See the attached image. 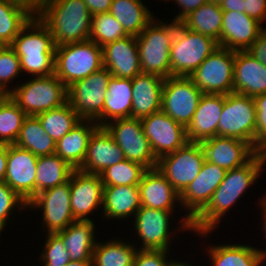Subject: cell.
Returning <instances> with one entry per match:
<instances>
[{
	"label": "cell",
	"instance_id": "cell-19",
	"mask_svg": "<svg viewBox=\"0 0 266 266\" xmlns=\"http://www.w3.org/2000/svg\"><path fill=\"white\" fill-rule=\"evenodd\" d=\"M226 170L205 159L197 177L180 194V207L193 220L209 203Z\"/></svg>",
	"mask_w": 266,
	"mask_h": 266
},
{
	"label": "cell",
	"instance_id": "cell-42",
	"mask_svg": "<svg viewBox=\"0 0 266 266\" xmlns=\"http://www.w3.org/2000/svg\"><path fill=\"white\" fill-rule=\"evenodd\" d=\"M122 25L109 12L92 15L91 35L89 40L100 47L127 37Z\"/></svg>",
	"mask_w": 266,
	"mask_h": 266
},
{
	"label": "cell",
	"instance_id": "cell-24",
	"mask_svg": "<svg viewBox=\"0 0 266 266\" xmlns=\"http://www.w3.org/2000/svg\"><path fill=\"white\" fill-rule=\"evenodd\" d=\"M224 105L223 94H203L191 123L186 128L188 142L201 143L217 135Z\"/></svg>",
	"mask_w": 266,
	"mask_h": 266
},
{
	"label": "cell",
	"instance_id": "cell-14",
	"mask_svg": "<svg viewBox=\"0 0 266 266\" xmlns=\"http://www.w3.org/2000/svg\"><path fill=\"white\" fill-rule=\"evenodd\" d=\"M202 95L190 77L170 76L164 79L161 110L187 128Z\"/></svg>",
	"mask_w": 266,
	"mask_h": 266
},
{
	"label": "cell",
	"instance_id": "cell-49",
	"mask_svg": "<svg viewBox=\"0 0 266 266\" xmlns=\"http://www.w3.org/2000/svg\"><path fill=\"white\" fill-rule=\"evenodd\" d=\"M245 14L262 25L266 22V0H245ZM264 22V23H263Z\"/></svg>",
	"mask_w": 266,
	"mask_h": 266
},
{
	"label": "cell",
	"instance_id": "cell-10",
	"mask_svg": "<svg viewBox=\"0 0 266 266\" xmlns=\"http://www.w3.org/2000/svg\"><path fill=\"white\" fill-rule=\"evenodd\" d=\"M111 73L102 67L67 88L68 102L82 120H93L103 127V107Z\"/></svg>",
	"mask_w": 266,
	"mask_h": 266
},
{
	"label": "cell",
	"instance_id": "cell-22",
	"mask_svg": "<svg viewBox=\"0 0 266 266\" xmlns=\"http://www.w3.org/2000/svg\"><path fill=\"white\" fill-rule=\"evenodd\" d=\"M265 27L245 13L223 11L220 46L233 51H246Z\"/></svg>",
	"mask_w": 266,
	"mask_h": 266
},
{
	"label": "cell",
	"instance_id": "cell-33",
	"mask_svg": "<svg viewBox=\"0 0 266 266\" xmlns=\"http://www.w3.org/2000/svg\"><path fill=\"white\" fill-rule=\"evenodd\" d=\"M109 13L133 36H138L157 17L142 0H113Z\"/></svg>",
	"mask_w": 266,
	"mask_h": 266
},
{
	"label": "cell",
	"instance_id": "cell-15",
	"mask_svg": "<svg viewBox=\"0 0 266 266\" xmlns=\"http://www.w3.org/2000/svg\"><path fill=\"white\" fill-rule=\"evenodd\" d=\"M41 210L42 233H56L75 222L70 206L69 180L37 194L29 203L28 209Z\"/></svg>",
	"mask_w": 266,
	"mask_h": 266
},
{
	"label": "cell",
	"instance_id": "cell-30",
	"mask_svg": "<svg viewBox=\"0 0 266 266\" xmlns=\"http://www.w3.org/2000/svg\"><path fill=\"white\" fill-rule=\"evenodd\" d=\"M208 248V249H207ZM206 249L211 266H262L266 258L256 246L249 244L208 245Z\"/></svg>",
	"mask_w": 266,
	"mask_h": 266
},
{
	"label": "cell",
	"instance_id": "cell-21",
	"mask_svg": "<svg viewBox=\"0 0 266 266\" xmlns=\"http://www.w3.org/2000/svg\"><path fill=\"white\" fill-rule=\"evenodd\" d=\"M103 48V67L113 77L133 79L141 74L136 36L128 35L108 43Z\"/></svg>",
	"mask_w": 266,
	"mask_h": 266
},
{
	"label": "cell",
	"instance_id": "cell-41",
	"mask_svg": "<svg viewBox=\"0 0 266 266\" xmlns=\"http://www.w3.org/2000/svg\"><path fill=\"white\" fill-rule=\"evenodd\" d=\"M146 170L141 164L124 159L107 167L99 175L104 186H138Z\"/></svg>",
	"mask_w": 266,
	"mask_h": 266
},
{
	"label": "cell",
	"instance_id": "cell-48",
	"mask_svg": "<svg viewBox=\"0 0 266 266\" xmlns=\"http://www.w3.org/2000/svg\"><path fill=\"white\" fill-rule=\"evenodd\" d=\"M174 2L179 7V13L174 15L172 21L180 23L185 17L191 14L194 10L198 9L200 6L209 2V0H169V2Z\"/></svg>",
	"mask_w": 266,
	"mask_h": 266
},
{
	"label": "cell",
	"instance_id": "cell-29",
	"mask_svg": "<svg viewBox=\"0 0 266 266\" xmlns=\"http://www.w3.org/2000/svg\"><path fill=\"white\" fill-rule=\"evenodd\" d=\"M95 221H79L56 233L61 237L71 261L92 260L93 250L98 241Z\"/></svg>",
	"mask_w": 266,
	"mask_h": 266
},
{
	"label": "cell",
	"instance_id": "cell-23",
	"mask_svg": "<svg viewBox=\"0 0 266 266\" xmlns=\"http://www.w3.org/2000/svg\"><path fill=\"white\" fill-rule=\"evenodd\" d=\"M125 159L123 151L105 127H98L91 135L84 162L79 170L100 174L107 167Z\"/></svg>",
	"mask_w": 266,
	"mask_h": 266
},
{
	"label": "cell",
	"instance_id": "cell-31",
	"mask_svg": "<svg viewBox=\"0 0 266 266\" xmlns=\"http://www.w3.org/2000/svg\"><path fill=\"white\" fill-rule=\"evenodd\" d=\"M98 127L93 120H82L56 142L55 154L72 168L79 169L84 162L90 137Z\"/></svg>",
	"mask_w": 266,
	"mask_h": 266
},
{
	"label": "cell",
	"instance_id": "cell-52",
	"mask_svg": "<svg viewBox=\"0 0 266 266\" xmlns=\"http://www.w3.org/2000/svg\"><path fill=\"white\" fill-rule=\"evenodd\" d=\"M245 0H225L220 4L222 11H236L245 13L244 8Z\"/></svg>",
	"mask_w": 266,
	"mask_h": 266
},
{
	"label": "cell",
	"instance_id": "cell-11",
	"mask_svg": "<svg viewBox=\"0 0 266 266\" xmlns=\"http://www.w3.org/2000/svg\"><path fill=\"white\" fill-rule=\"evenodd\" d=\"M236 51L219 46L189 76L203 94L233 92Z\"/></svg>",
	"mask_w": 266,
	"mask_h": 266
},
{
	"label": "cell",
	"instance_id": "cell-7",
	"mask_svg": "<svg viewBox=\"0 0 266 266\" xmlns=\"http://www.w3.org/2000/svg\"><path fill=\"white\" fill-rule=\"evenodd\" d=\"M15 84L9 96L27 115H37L68 101L67 87L55 75L32 77L31 80Z\"/></svg>",
	"mask_w": 266,
	"mask_h": 266
},
{
	"label": "cell",
	"instance_id": "cell-1",
	"mask_svg": "<svg viewBox=\"0 0 266 266\" xmlns=\"http://www.w3.org/2000/svg\"><path fill=\"white\" fill-rule=\"evenodd\" d=\"M265 166L266 161L263 154L256 153L243 166L228 170L209 203L192 220L191 230L197 234L195 236H199V238L201 236V239L205 237L207 241V238L212 235L211 233L217 231L219 223L222 224L228 210L234 208L232 206H235L243 198L244 193L246 195L249 188L256 184L257 179H260Z\"/></svg>",
	"mask_w": 266,
	"mask_h": 266
},
{
	"label": "cell",
	"instance_id": "cell-27",
	"mask_svg": "<svg viewBox=\"0 0 266 266\" xmlns=\"http://www.w3.org/2000/svg\"><path fill=\"white\" fill-rule=\"evenodd\" d=\"M132 82L131 117L141 119L161 111L164 79L158 75L141 73Z\"/></svg>",
	"mask_w": 266,
	"mask_h": 266
},
{
	"label": "cell",
	"instance_id": "cell-54",
	"mask_svg": "<svg viewBox=\"0 0 266 266\" xmlns=\"http://www.w3.org/2000/svg\"><path fill=\"white\" fill-rule=\"evenodd\" d=\"M259 199V202H258V206H259V208H260V211L262 212V220L260 221V223H262V228H261V231H263V234H265V235H263V236H265V238H266V194L264 195V196H262V198L260 199V198H258ZM262 253H263V255H264V257L266 258V249H259Z\"/></svg>",
	"mask_w": 266,
	"mask_h": 266
},
{
	"label": "cell",
	"instance_id": "cell-56",
	"mask_svg": "<svg viewBox=\"0 0 266 266\" xmlns=\"http://www.w3.org/2000/svg\"><path fill=\"white\" fill-rule=\"evenodd\" d=\"M65 266H93V260L70 261Z\"/></svg>",
	"mask_w": 266,
	"mask_h": 266
},
{
	"label": "cell",
	"instance_id": "cell-60",
	"mask_svg": "<svg viewBox=\"0 0 266 266\" xmlns=\"http://www.w3.org/2000/svg\"><path fill=\"white\" fill-rule=\"evenodd\" d=\"M6 45H4L1 41H0V50L5 47Z\"/></svg>",
	"mask_w": 266,
	"mask_h": 266
},
{
	"label": "cell",
	"instance_id": "cell-39",
	"mask_svg": "<svg viewBox=\"0 0 266 266\" xmlns=\"http://www.w3.org/2000/svg\"><path fill=\"white\" fill-rule=\"evenodd\" d=\"M45 132L57 142L76 127L82 119L67 101L62 106L36 115Z\"/></svg>",
	"mask_w": 266,
	"mask_h": 266
},
{
	"label": "cell",
	"instance_id": "cell-58",
	"mask_svg": "<svg viewBox=\"0 0 266 266\" xmlns=\"http://www.w3.org/2000/svg\"><path fill=\"white\" fill-rule=\"evenodd\" d=\"M223 1L225 0H209V2H213V3H216V4H221Z\"/></svg>",
	"mask_w": 266,
	"mask_h": 266
},
{
	"label": "cell",
	"instance_id": "cell-44",
	"mask_svg": "<svg viewBox=\"0 0 266 266\" xmlns=\"http://www.w3.org/2000/svg\"><path fill=\"white\" fill-rule=\"evenodd\" d=\"M44 246H41L40 260L43 266H65L70 262L68 251L57 233H45Z\"/></svg>",
	"mask_w": 266,
	"mask_h": 266
},
{
	"label": "cell",
	"instance_id": "cell-13",
	"mask_svg": "<svg viewBox=\"0 0 266 266\" xmlns=\"http://www.w3.org/2000/svg\"><path fill=\"white\" fill-rule=\"evenodd\" d=\"M123 151L125 159L141 164L146 169L157 167L155 158L138 118H123L104 126Z\"/></svg>",
	"mask_w": 266,
	"mask_h": 266
},
{
	"label": "cell",
	"instance_id": "cell-25",
	"mask_svg": "<svg viewBox=\"0 0 266 266\" xmlns=\"http://www.w3.org/2000/svg\"><path fill=\"white\" fill-rule=\"evenodd\" d=\"M141 206L174 211L180 204V194L157 169H147L138 185Z\"/></svg>",
	"mask_w": 266,
	"mask_h": 266
},
{
	"label": "cell",
	"instance_id": "cell-5",
	"mask_svg": "<svg viewBox=\"0 0 266 266\" xmlns=\"http://www.w3.org/2000/svg\"><path fill=\"white\" fill-rule=\"evenodd\" d=\"M177 29V22H164L156 17L136 36L141 72L171 76L170 49Z\"/></svg>",
	"mask_w": 266,
	"mask_h": 266
},
{
	"label": "cell",
	"instance_id": "cell-35",
	"mask_svg": "<svg viewBox=\"0 0 266 266\" xmlns=\"http://www.w3.org/2000/svg\"><path fill=\"white\" fill-rule=\"evenodd\" d=\"M15 145L37 157L55 154L56 150V142L45 132L35 115L25 118Z\"/></svg>",
	"mask_w": 266,
	"mask_h": 266
},
{
	"label": "cell",
	"instance_id": "cell-28",
	"mask_svg": "<svg viewBox=\"0 0 266 266\" xmlns=\"http://www.w3.org/2000/svg\"><path fill=\"white\" fill-rule=\"evenodd\" d=\"M141 207L138 186H104L102 220L129 221ZM104 213V214H103Z\"/></svg>",
	"mask_w": 266,
	"mask_h": 266
},
{
	"label": "cell",
	"instance_id": "cell-36",
	"mask_svg": "<svg viewBox=\"0 0 266 266\" xmlns=\"http://www.w3.org/2000/svg\"><path fill=\"white\" fill-rule=\"evenodd\" d=\"M35 15L28 6L13 0H0V41L11 45L20 30Z\"/></svg>",
	"mask_w": 266,
	"mask_h": 266
},
{
	"label": "cell",
	"instance_id": "cell-46",
	"mask_svg": "<svg viewBox=\"0 0 266 266\" xmlns=\"http://www.w3.org/2000/svg\"><path fill=\"white\" fill-rule=\"evenodd\" d=\"M256 106L255 151L263 153L266 150V93L253 97Z\"/></svg>",
	"mask_w": 266,
	"mask_h": 266
},
{
	"label": "cell",
	"instance_id": "cell-37",
	"mask_svg": "<svg viewBox=\"0 0 266 266\" xmlns=\"http://www.w3.org/2000/svg\"><path fill=\"white\" fill-rule=\"evenodd\" d=\"M223 11L219 4L207 2L185 17L180 23L191 31L211 37L220 46Z\"/></svg>",
	"mask_w": 266,
	"mask_h": 266
},
{
	"label": "cell",
	"instance_id": "cell-34",
	"mask_svg": "<svg viewBox=\"0 0 266 266\" xmlns=\"http://www.w3.org/2000/svg\"><path fill=\"white\" fill-rule=\"evenodd\" d=\"M117 237L99 240L93 250V266H133L138 248L129 240ZM113 239V240H112Z\"/></svg>",
	"mask_w": 266,
	"mask_h": 266
},
{
	"label": "cell",
	"instance_id": "cell-3",
	"mask_svg": "<svg viewBox=\"0 0 266 266\" xmlns=\"http://www.w3.org/2000/svg\"><path fill=\"white\" fill-rule=\"evenodd\" d=\"M10 46L20 58L22 73L29 78L55 74L56 45L51 32L36 15L20 30Z\"/></svg>",
	"mask_w": 266,
	"mask_h": 266
},
{
	"label": "cell",
	"instance_id": "cell-59",
	"mask_svg": "<svg viewBox=\"0 0 266 266\" xmlns=\"http://www.w3.org/2000/svg\"><path fill=\"white\" fill-rule=\"evenodd\" d=\"M4 96L5 94L0 90V101L3 99Z\"/></svg>",
	"mask_w": 266,
	"mask_h": 266
},
{
	"label": "cell",
	"instance_id": "cell-18",
	"mask_svg": "<svg viewBox=\"0 0 266 266\" xmlns=\"http://www.w3.org/2000/svg\"><path fill=\"white\" fill-rule=\"evenodd\" d=\"M37 156L15 144H8L4 182L25 202L36 196Z\"/></svg>",
	"mask_w": 266,
	"mask_h": 266
},
{
	"label": "cell",
	"instance_id": "cell-53",
	"mask_svg": "<svg viewBox=\"0 0 266 266\" xmlns=\"http://www.w3.org/2000/svg\"><path fill=\"white\" fill-rule=\"evenodd\" d=\"M8 144H0V183L4 182L7 168Z\"/></svg>",
	"mask_w": 266,
	"mask_h": 266
},
{
	"label": "cell",
	"instance_id": "cell-51",
	"mask_svg": "<svg viewBox=\"0 0 266 266\" xmlns=\"http://www.w3.org/2000/svg\"><path fill=\"white\" fill-rule=\"evenodd\" d=\"M92 15L109 12L113 0H83Z\"/></svg>",
	"mask_w": 266,
	"mask_h": 266
},
{
	"label": "cell",
	"instance_id": "cell-55",
	"mask_svg": "<svg viewBox=\"0 0 266 266\" xmlns=\"http://www.w3.org/2000/svg\"><path fill=\"white\" fill-rule=\"evenodd\" d=\"M30 7L34 12L37 11L39 2L37 0H13Z\"/></svg>",
	"mask_w": 266,
	"mask_h": 266
},
{
	"label": "cell",
	"instance_id": "cell-12",
	"mask_svg": "<svg viewBox=\"0 0 266 266\" xmlns=\"http://www.w3.org/2000/svg\"><path fill=\"white\" fill-rule=\"evenodd\" d=\"M204 161L205 152L201 143L187 142L173 153L161 157L156 168L181 194L197 177Z\"/></svg>",
	"mask_w": 266,
	"mask_h": 266
},
{
	"label": "cell",
	"instance_id": "cell-32",
	"mask_svg": "<svg viewBox=\"0 0 266 266\" xmlns=\"http://www.w3.org/2000/svg\"><path fill=\"white\" fill-rule=\"evenodd\" d=\"M131 79L111 77L103 107V127L111 121L131 117Z\"/></svg>",
	"mask_w": 266,
	"mask_h": 266
},
{
	"label": "cell",
	"instance_id": "cell-9",
	"mask_svg": "<svg viewBox=\"0 0 266 266\" xmlns=\"http://www.w3.org/2000/svg\"><path fill=\"white\" fill-rule=\"evenodd\" d=\"M256 118L253 97L235 92L224 95L217 135L245 141L255 150Z\"/></svg>",
	"mask_w": 266,
	"mask_h": 266
},
{
	"label": "cell",
	"instance_id": "cell-17",
	"mask_svg": "<svg viewBox=\"0 0 266 266\" xmlns=\"http://www.w3.org/2000/svg\"><path fill=\"white\" fill-rule=\"evenodd\" d=\"M70 206L73 217L79 221L93 220L97 209L102 210L104 185L99 174L74 169L69 178Z\"/></svg>",
	"mask_w": 266,
	"mask_h": 266
},
{
	"label": "cell",
	"instance_id": "cell-6",
	"mask_svg": "<svg viewBox=\"0 0 266 266\" xmlns=\"http://www.w3.org/2000/svg\"><path fill=\"white\" fill-rule=\"evenodd\" d=\"M103 67V48L91 40L55 49V75L68 88Z\"/></svg>",
	"mask_w": 266,
	"mask_h": 266
},
{
	"label": "cell",
	"instance_id": "cell-2",
	"mask_svg": "<svg viewBox=\"0 0 266 266\" xmlns=\"http://www.w3.org/2000/svg\"><path fill=\"white\" fill-rule=\"evenodd\" d=\"M35 15L51 32L56 47L90 38L92 14L83 0H43Z\"/></svg>",
	"mask_w": 266,
	"mask_h": 266
},
{
	"label": "cell",
	"instance_id": "cell-43",
	"mask_svg": "<svg viewBox=\"0 0 266 266\" xmlns=\"http://www.w3.org/2000/svg\"><path fill=\"white\" fill-rule=\"evenodd\" d=\"M18 77H22L20 58L10 45H6L0 50V90L9 95L16 86H12V82Z\"/></svg>",
	"mask_w": 266,
	"mask_h": 266
},
{
	"label": "cell",
	"instance_id": "cell-57",
	"mask_svg": "<svg viewBox=\"0 0 266 266\" xmlns=\"http://www.w3.org/2000/svg\"><path fill=\"white\" fill-rule=\"evenodd\" d=\"M181 261H182V259L179 261L176 259H173V260H171V262L168 266H195V265H192L189 261H185V260H183L182 262ZM196 266H198V265H196Z\"/></svg>",
	"mask_w": 266,
	"mask_h": 266
},
{
	"label": "cell",
	"instance_id": "cell-26",
	"mask_svg": "<svg viewBox=\"0 0 266 266\" xmlns=\"http://www.w3.org/2000/svg\"><path fill=\"white\" fill-rule=\"evenodd\" d=\"M233 92L249 97L266 93V66L247 51H236Z\"/></svg>",
	"mask_w": 266,
	"mask_h": 266
},
{
	"label": "cell",
	"instance_id": "cell-4",
	"mask_svg": "<svg viewBox=\"0 0 266 266\" xmlns=\"http://www.w3.org/2000/svg\"><path fill=\"white\" fill-rule=\"evenodd\" d=\"M174 212L176 211L158 210L144 206L139 208L133 218V226H131L132 228L134 227L133 231L135 232L131 234L137 235L135 238L140 241L136 240V243L135 241L133 242L138 250L170 251L172 250L171 245H173L172 238L174 240V235L182 233V231H189V233L192 231V220L186 214L182 216V221L177 223V229L173 230V224L171 223L173 222ZM172 213L173 217L171 219Z\"/></svg>",
	"mask_w": 266,
	"mask_h": 266
},
{
	"label": "cell",
	"instance_id": "cell-45",
	"mask_svg": "<svg viewBox=\"0 0 266 266\" xmlns=\"http://www.w3.org/2000/svg\"><path fill=\"white\" fill-rule=\"evenodd\" d=\"M16 210L20 212L23 210L28 211V203L5 182L0 183V236L5 231V228H7V225H9V219L11 222V217H14L13 214Z\"/></svg>",
	"mask_w": 266,
	"mask_h": 266
},
{
	"label": "cell",
	"instance_id": "cell-50",
	"mask_svg": "<svg viewBox=\"0 0 266 266\" xmlns=\"http://www.w3.org/2000/svg\"><path fill=\"white\" fill-rule=\"evenodd\" d=\"M246 51L266 66V27Z\"/></svg>",
	"mask_w": 266,
	"mask_h": 266
},
{
	"label": "cell",
	"instance_id": "cell-40",
	"mask_svg": "<svg viewBox=\"0 0 266 266\" xmlns=\"http://www.w3.org/2000/svg\"><path fill=\"white\" fill-rule=\"evenodd\" d=\"M28 115L9 96L0 101V144H15Z\"/></svg>",
	"mask_w": 266,
	"mask_h": 266
},
{
	"label": "cell",
	"instance_id": "cell-38",
	"mask_svg": "<svg viewBox=\"0 0 266 266\" xmlns=\"http://www.w3.org/2000/svg\"><path fill=\"white\" fill-rule=\"evenodd\" d=\"M74 168L56 154L37 158L36 195L67 182Z\"/></svg>",
	"mask_w": 266,
	"mask_h": 266
},
{
	"label": "cell",
	"instance_id": "cell-20",
	"mask_svg": "<svg viewBox=\"0 0 266 266\" xmlns=\"http://www.w3.org/2000/svg\"><path fill=\"white\" fill-rule=\"evenodd\" d=\"M205 159L226 171L246 164L257 152L245 141L216 135L201 142Z\"/></svg>",
	"mask_w": 266,
	"mask_h": 266
},
{
	"label": "cell",
	"instance_id": "cell-16",
	"mask_svg": "<svg viewBox=\"0 0 266 266\" xmlns=\"http://www.w3.org/2000/svg\"><path fill=\"white\" fill-rule=\"evenodd\" d=\"M157 160L183 147L188 141L186 128L162 110L140 119Z\"/></svg>",
	"mask_w": 266,
	"mask_h": 266
},
{
	"label": "cell",
	"instance_id": "cell-61",
	"mask_svg": "<svg viewBox=\"0 0 266 266\" xmlns=\"http://www.w3.org/2000/svg\"><path fill=\"white\" fill-rule=\"evenodd\" d=\"M262 154H263V157H264V159L266 161V150Z\"/></svg>",
	"mask_w": 266,
	"mask_h": 266
},
{
	"label": "cell",
	"instance_id": "cell-47",
	"mask_svg": "<svg viewBox=\"0 0 266 266\" xmlns=\"http://www.w3.org/2000/svg\"><path fill=\"white\" fill-rule=\"evenodd\" d=\"M169 253L168 250H138L133 266H168L172 260L168 258Z\"/></svg>",
	"mask_w": 266,
	"mask_h": 266
},
{
	"label": "cell",
	"instance_id": "cell-8",
	"mask_svg": "<svg viewBox=\"0 0 266 266\" xmlns=\"http://www.w3.org/2000/svg\"><path fill=\"white\" fill-rule=\"evenodd\" d=\"M218 47V42L211 37L177 23L170 49L171 76L189 77Z\"/></svg>",
	"mask_w": 266,
	"mask_h": 266
}]
</instances>
